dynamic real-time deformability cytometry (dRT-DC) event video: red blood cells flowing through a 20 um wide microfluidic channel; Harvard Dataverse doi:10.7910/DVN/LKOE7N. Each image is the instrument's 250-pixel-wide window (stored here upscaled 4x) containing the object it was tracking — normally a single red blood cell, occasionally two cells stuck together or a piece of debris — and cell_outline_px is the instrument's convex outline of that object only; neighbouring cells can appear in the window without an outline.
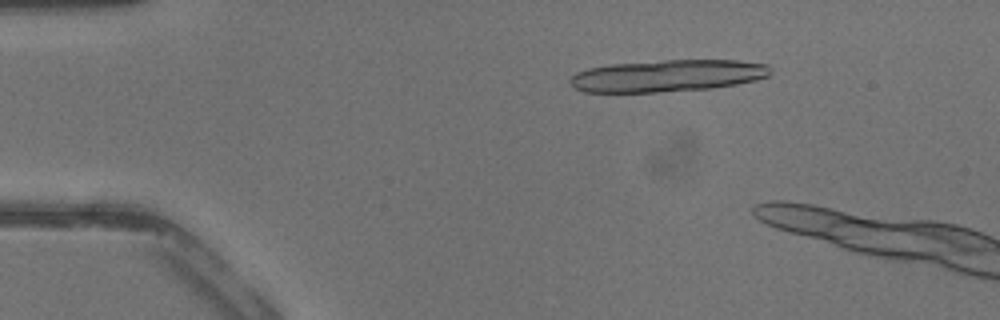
{"species": "common noctule bat (a hibernating species)", "species_latin": "Nyctalus noctula", "temperature_condition": "warm", "stored_images_in_passage": 15, "camera_frame_rate_fps": 3000, "um_per_image_px": 0.085, "animal": {"sex": "male", "body_mass_g": 13.3}, "frame": {"image": 1, "passage_image": 7, "time_ms": 2.0, "image_size_px": [1000, 320], "cell_outline_px": [[772, 72], [768, 76], [756, 80], [736, 84], [712, 88], [656, 92], [584, 92], [572, 88], [568, 80], [576, 72], [588, 68], [608, 64], [664, 60], [736, 60], [768, 64]], "centroid_in_image_um": [56.7, 6.43], "position_along_channel_um": 28.3, "area_um2": 37.57}}